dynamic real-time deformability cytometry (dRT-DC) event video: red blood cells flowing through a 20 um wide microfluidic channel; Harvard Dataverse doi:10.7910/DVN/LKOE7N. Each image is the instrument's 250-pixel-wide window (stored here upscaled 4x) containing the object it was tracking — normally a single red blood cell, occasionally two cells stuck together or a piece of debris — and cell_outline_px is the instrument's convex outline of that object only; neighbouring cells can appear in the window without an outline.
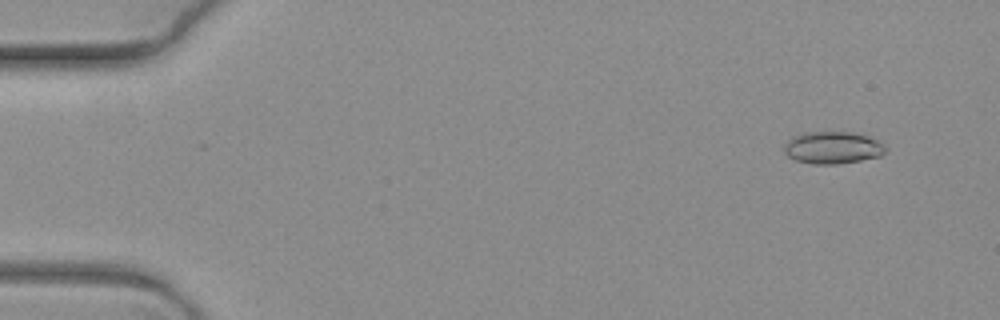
{"species": "common noctule bat (a hibernating species)", "species_latin": "Nyctalus noctula", "temperature_condition": "warm", "stored_images_in_passage": 8, "camera_frame_rate_fps": 3000, "um_per_image_px": 0.085, "animal": {"sex": "female", "body_mass_g": 19.3, "forearm_length_mm": 54.1}, "frame": {"image": 1, "passage_image": 1, "time_ms": 0.0, "image_size_px": [1000, 320], "cell_outline_px": [[888, 148], [880, 156], [860, 160], [836, 164], [812, 164], [796, 160], [788, 156], [784, 152], [784, 144], [792, 136], [808, 132], [852, 132], [868, 136], [884, 144]], "centroid_in_image_um": [70.77, 12.55], "position_along_channel_um": 14.2, "area_um2": 19.02}}
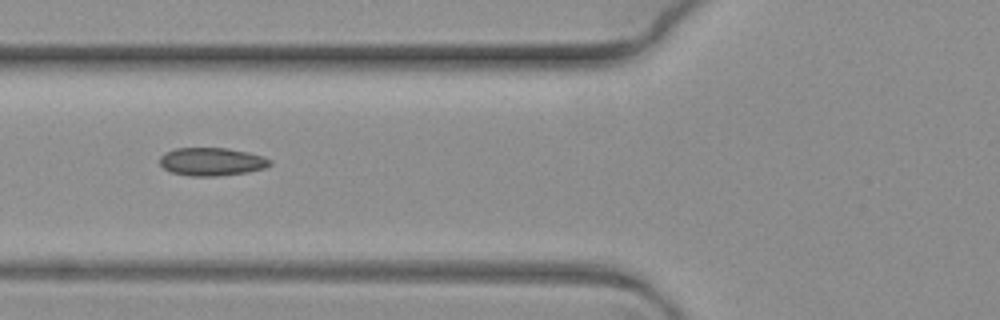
{"frame": {"image": 2, "passage_image": 7, "time_ms": 2.0, "image_size_px": [1000, 320], "cell_outline_px": [[272, 164], [264, 168], [248, 172], [216, 176], [192, 176], [172, 172], [164, 168], [160, 164], [160, 156], [164, 152], [176, 148], [228, 148], [248, 152], [264, 156], [272, 160]], "centroid_in_image_um": [18.02, 13.73], "position_along_channel_um": 107.8, "area_um2": 18.09}}
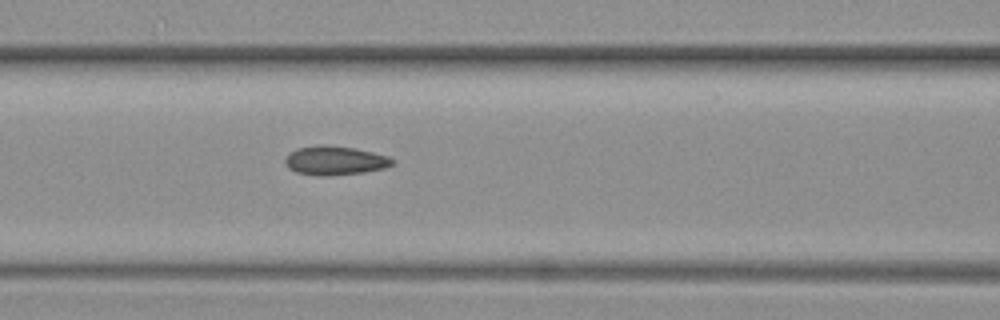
{"frame": {"image": 3, "passage_image": 8, "time_ms": 2.333, "image_size_px": [1000, 320], "cell_outline_px": [[396, 160], [392, 164], [384, 168], [364, 172], [328, 176], [316, 176], [296, 172], [288, 168], [284, 160], [296, 148], [352, 148], [372, 152], [388, 156]], "centroid_in_image_um": [28.51, 13.71], "position_along_channel_um": 138.1, "area_um2": 17.22}}